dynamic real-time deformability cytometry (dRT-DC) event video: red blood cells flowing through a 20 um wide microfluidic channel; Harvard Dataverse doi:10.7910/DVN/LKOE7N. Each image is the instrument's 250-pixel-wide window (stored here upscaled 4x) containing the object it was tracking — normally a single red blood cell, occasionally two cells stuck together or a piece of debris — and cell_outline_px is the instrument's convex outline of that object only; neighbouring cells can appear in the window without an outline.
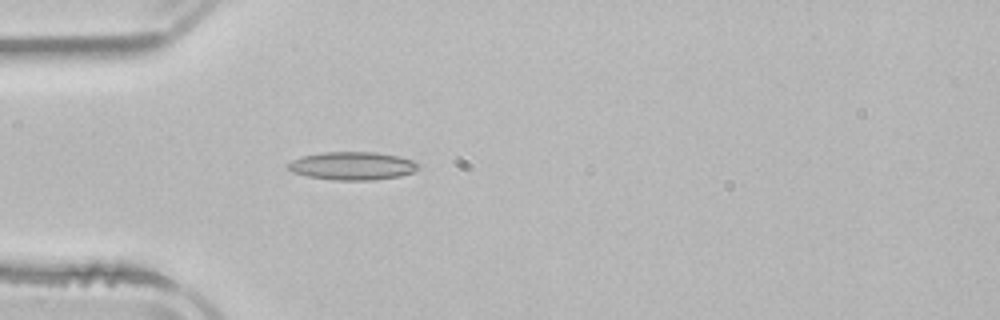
{"species": "common noctule bat (a hibernating species)", "species_latin": "Nyctalus noctula", "temperature_condition": "room temperature", "stored_images_in_passage": 3, "camera_frame_rate_fps": 3000, "um_per_image_px": 0.085, "animal": {"sex": "male", "body_mass_g": 21.5, "forearm_length_mm": 52.0}, "frame": {"image": 1, "passage_image": 3, "time_ms": 4.0, "image_size_px": [1000, 320], "cell_outline_px": [[420, 164], [412, 172], [400, 176], [372, 180], [332, 180], [308, 176], [292, 172], [284, 164], [300, 156], [320, 152], [376, 152], [400, 156], [412, 160]], "centroid_in_image_um": [29.9, 14.09], "position_along_channel_um": 55.1, "area_um2": 21.5}}